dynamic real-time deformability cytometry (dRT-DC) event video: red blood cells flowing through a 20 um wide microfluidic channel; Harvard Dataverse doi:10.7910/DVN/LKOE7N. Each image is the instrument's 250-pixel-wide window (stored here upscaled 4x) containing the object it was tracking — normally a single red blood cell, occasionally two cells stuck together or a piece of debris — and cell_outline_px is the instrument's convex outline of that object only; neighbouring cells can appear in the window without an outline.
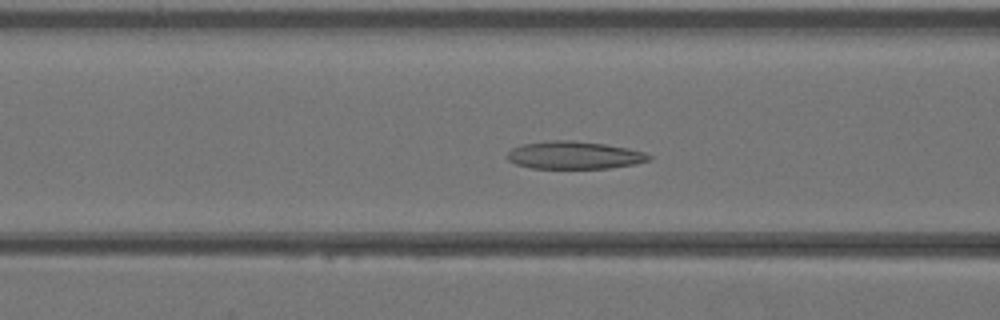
{"species": "Egyptian fruit bat (a non-hibernating species)", "species_latin": "Rousettus aegyptiacus", "temperature_condition": "warm", "stored_images_in_passage": 42, "camera_frame_rate_fps": 3000, "um_per_image_px": 0.085, "animal": {"sex": "female"}, "frame": {"image": 1, "passage_image": 16, "time_ms": 5.0, "image_size_px": [1000, 320], "cell_outline_px": [[652, 156], [648, 160], [632, 164], [608, 168], [532, 168], [516, 164], [508, 160], [508, 152], [512, 148], [520, 144], [548, 140], [572, 140], [604, 144], [628, 148], [644, 152]], "centroid_in_image_um": [48.77, 13.18], "position_along_channel_um": 117.8, "area_um2": 22.72}}
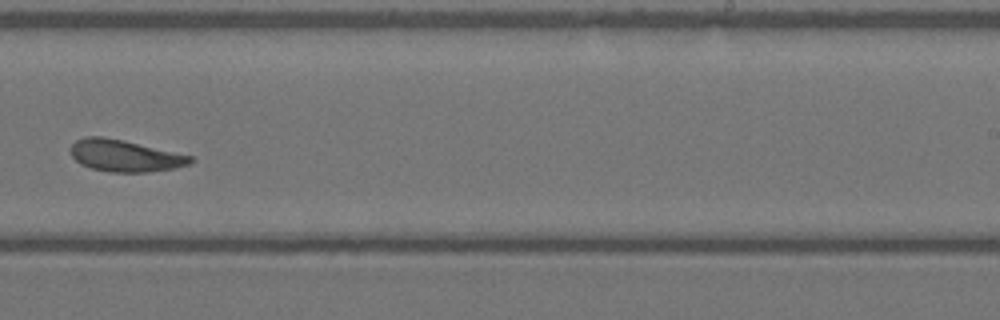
{"frame": {"image": 2, "passage_image": 26, "time_ms": 8.333, "image_size_px": [1000, 320], "cell_outline_px": [[196, 160], [188, 164], [172, 168], [148, 172], [108, 172], [92, 168], [80, 164], [72, 156], [68, 148], [76, 140], [84, 136], [104, 136], [124, 140], [192, 156]], "centroid_in_image_um": [10.57, 13.22], "position_along_channel_um": 278.4, "area_um2": 22.25}}
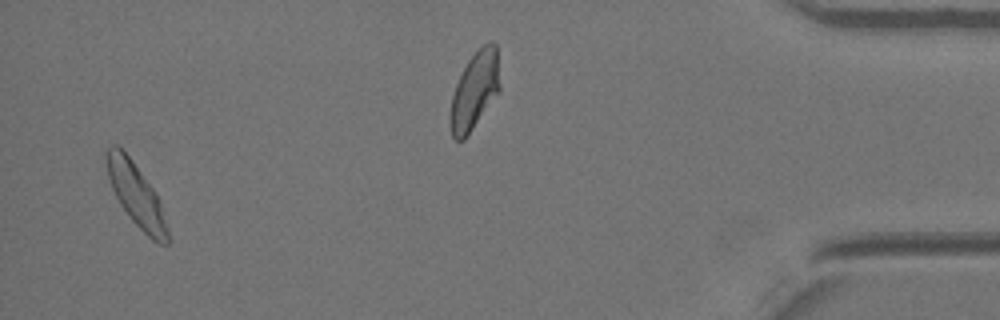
{"frame": {"image": 3, "passage_image": 40, "time_ms": 13.0, "image_size_px": [1000, 320], "cell_outline_px": [[168, 244], [160, 244], [152, 240], [128, 216], [120, 204], [112, 188], [108, 176], [104, 156], [104, 152], [112, 144], [116, 144], [132, 160], [156, 192], [160, 200], [168, 228]], "centroid_in_image_um": [11.57, 16.55], "position_along_channel_um": 423.6, "area_um2": 22.31}}